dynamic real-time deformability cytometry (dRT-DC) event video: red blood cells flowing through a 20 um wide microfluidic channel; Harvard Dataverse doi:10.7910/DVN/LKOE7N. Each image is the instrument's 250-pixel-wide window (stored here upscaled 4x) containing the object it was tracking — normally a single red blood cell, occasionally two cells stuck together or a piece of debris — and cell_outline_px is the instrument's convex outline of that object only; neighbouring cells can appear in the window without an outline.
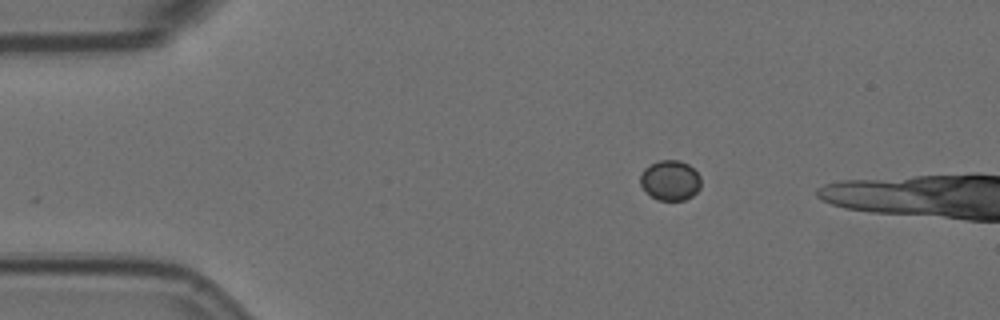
{"species": "Egyptian fruit bat (a non-hibernating species)", "species_latin": "Rousettus aegyptiacus", "temperature_condition": "room temperature", "stored_images_in_passage": 2, "camera_frame_rate_fps": 3000, "um_per_image_px": 0.085, "animal": {"sex": "female"}, "frame": {"image": 1, "passage_image": 2, "time_ms": 0.333, "image_size_px": [1000, 320], "cell_outline_px": [[700, 188], [692, 196], [684, 200], [656, 200], [640, 184], [640, 176], [644, 168], [660, 160], [680, 160], [688, 164], [700, 176]], "centroid_in_image_um": [56.97, 15.33], "position_along_channel_um": 28.0, "area_um2": 14.05}}